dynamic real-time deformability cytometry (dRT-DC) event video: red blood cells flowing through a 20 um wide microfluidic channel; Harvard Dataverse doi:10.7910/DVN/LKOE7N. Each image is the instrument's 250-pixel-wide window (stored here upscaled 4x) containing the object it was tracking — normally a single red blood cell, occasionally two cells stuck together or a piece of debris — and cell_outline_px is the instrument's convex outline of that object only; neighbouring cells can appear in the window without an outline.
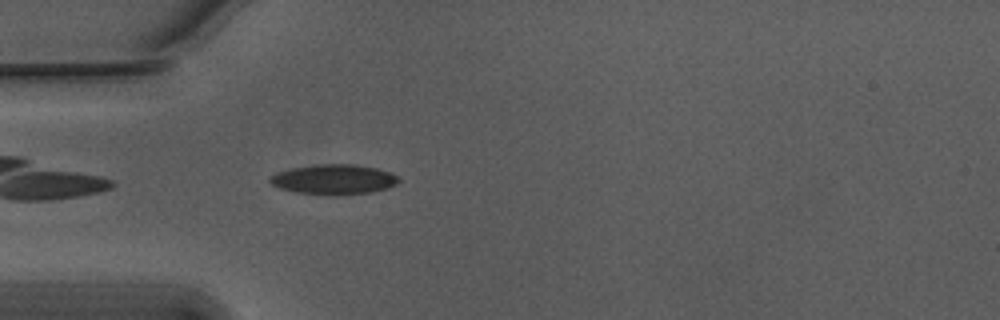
{"species": "Egyptian fruit bat (a non-hibernating species)", "species_latin": "Rousettus aegyptiacus", "temperature_condition": "warm", "stored_images_in_passage": 40, "camera_frame_rate_fps": 3000, "um_per_image_px": 0.085, "animal": {"sex": "male"}, "frame": {"image": 1, "passage_image": 2, "time_ms": 0.333, "image_size_px": [1000, 320], "cell_outline_px": [[400, 180], [396, 184], [388, 188], [372, 192], [332, 196], [296, 192], [280, 188], [272, 184], [268, 180], [276, 172], [292, 168], [316, 164], [356, 164], [376, 168], [388, 172], [396, 176]], "centroid_in_image_um": [28.37, 15.25], "position_along_channel_um": 56.6, "area_um2": 22.54}}
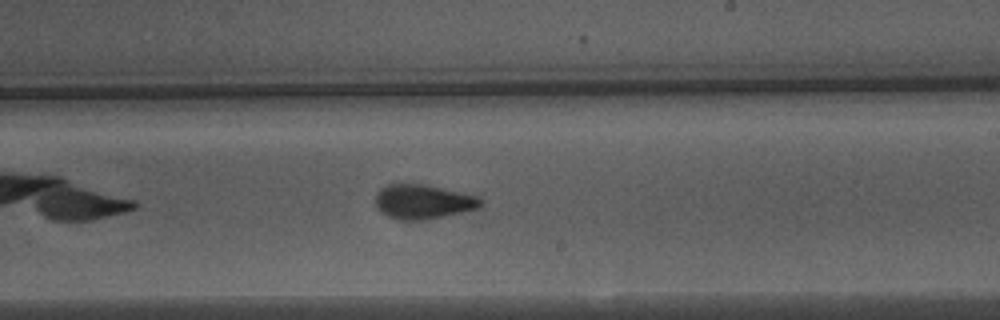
{"frame": {"image": 2, "passage_image": 18, "time_ms": 5.667, "image_size_px": [1000, 320], "cell_outline_px": [[484, 204], [480, 208], [428, 220], [396, 220], [380, 212], [376, 208], [376, 192], [384, 184], [428, 184], [476, 196], [484, 200]], "centroid_in_image_um": [35.96, 17.15], "position_along_channel_um": 253.0, "area_um2": 21.56}}
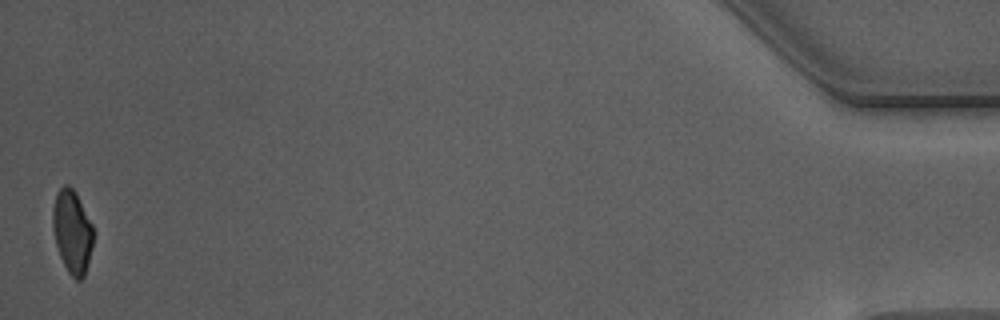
{"frame": {"image": 3, "passage_image": 40, "time_ms": 13.0, "image_size_px": [1000, 320], "cell_outline_px": [[92, 244], [88, 264], [84, 276], [80, 280], [76, 280], [68, 272], [60, 256], [56, 244], [52, 224], [52, 208], [56, 192], [64, 184], [68, 184], [76, 192], [92, 224]], "centroid_in_image_um": [6.12, 19.66], "position_along_channel_um": 429.1, "area_um2": 19.59}, "authors_computed_cell_mechanics": {"area_um2": 21.2993, "velocity_mm_per_s": 3.7683, "shape_relaxation_time_tau1_ms": 3.9347, "shape_relaxation_time_tau2_ms": 1.4203, "deformation_change_tau1": 0.141, "deformation_change_tau2": 0.0746}}